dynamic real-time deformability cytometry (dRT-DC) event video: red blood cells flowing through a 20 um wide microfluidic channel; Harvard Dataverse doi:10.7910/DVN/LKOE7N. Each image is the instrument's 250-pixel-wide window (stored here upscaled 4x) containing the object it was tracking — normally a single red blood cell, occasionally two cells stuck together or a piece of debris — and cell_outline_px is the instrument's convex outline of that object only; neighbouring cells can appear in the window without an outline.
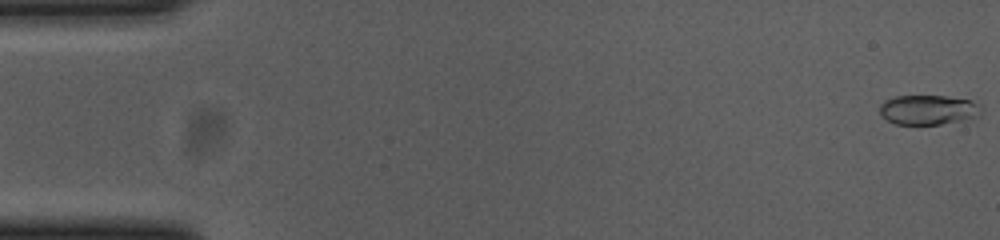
{"species": "common noctule bat (a hibernating species)", "species_latin": "Nyctalus noctula", "temperature_condition": "cold", "stored_images_in_passage": 55, "camera_frame_rate_fps": 3000, "um_per_image_px": 0.085, "animal": {"sex": "female", "body_mass_g": 23.0, "forearm_length_mm": 53.4}, "frame": {"image": 1, "passage_image": 1, "time_ms": 0.0, "image_size_px": [1000, 240], "cell_outline_px": [[980, 116], [940, 124], [896, 124], [880, 116], [880, 104], [884, 100], [896, 96], [948, 96], [972, 100], [980, 104]], "centroid_in_image_um": [78.89, 9.32], "position_along_channel_um": 6.1, "area_um2": 17.57}}
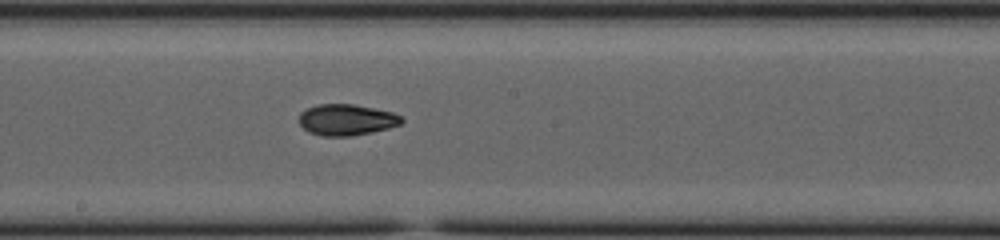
{"frame": {"image": 2, "passage_image": 30, "time_ms": 9.667, "image_size_px": [1000, 240], "cell_outline_px": [[404, 120], [400, 124], [388, 128], [372, 132], [352, 136], [324, 136], [308, 132], [300, 124], [300, 112], [316, 104], [352, 104], [392, 112], [400, 116]], "centroid_in_image_um": [29.44, 10.18], "position_along_channel_um": 218.8, "area_um2": 18.5}}
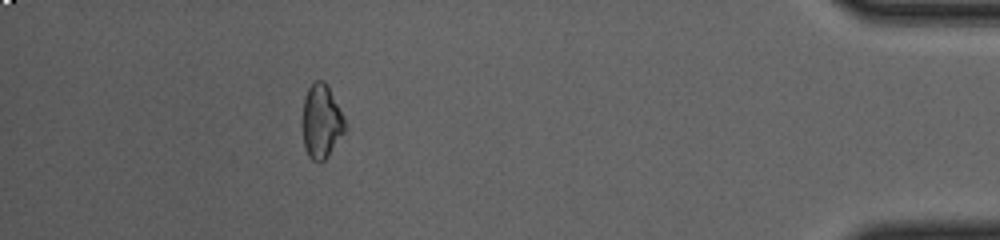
{"frame": {"image": 3, "passage_image": 50, "time_ms": 16.333, "image_size_px": [1000, 240], "cell_outline_px": [[344, 132], [328, 156], [320, 164], [312, 160], [308, 156], [304, 144], [304, 96], [308, 88], [316, 80], [324, 80], [328, 84], [344, 116]], "centroid_in_image_um": [27.33, 10.31], "position_along_channel_um": 407.9, "area_um2": 18.09}, "authors_computed_cell_mechanics": {"area_um2": 18.1492, "velocity_mm_per_s": 3.6871, "shape_relaxation_time_tau1_ms": 3.5971, "shape_relaxation_time_tau2_ms": 1.9345, "deformation_change_tau1": 0.1409, "deformation_change_tau2": 0.0602}}